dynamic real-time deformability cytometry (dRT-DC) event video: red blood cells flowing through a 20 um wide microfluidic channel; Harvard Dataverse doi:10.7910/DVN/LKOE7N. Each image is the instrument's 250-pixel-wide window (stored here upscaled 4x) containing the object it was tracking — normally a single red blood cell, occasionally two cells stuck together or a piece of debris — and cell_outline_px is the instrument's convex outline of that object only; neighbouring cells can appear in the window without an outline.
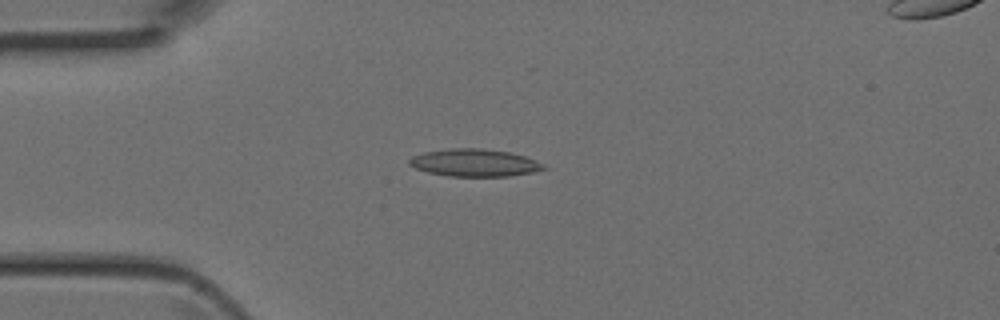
{"species": "Egyptian fruit bat (a non-hibernating species)", "species_latin": "Rousettus aegyptiacus", "temperature_condition": "room temperature", "stored_images_in_passage": 5, "camera_frame_rate_fps": 3000, "um_per_image_px": 0.085, "animal": {"sex": "female"}, "frame": {"image": 1, "passage_image": 4, "time_ms": 1.0, "image_size_px": [1000, 320], "cell_outline_px": [[548, 168], [532, 172], [508, 176], [448, 176], [428, 172], [416, 168], [408, 164], [408, 160], [412, 156], [424, 152], [452, 148], [480, 148], [508, 152], [524, 156], [536, 160], [544, 164]], "centroid_in_image_um": [40.33, 13.83], "position_along_channel_um": 44.7, "area_um2": 21.39}}